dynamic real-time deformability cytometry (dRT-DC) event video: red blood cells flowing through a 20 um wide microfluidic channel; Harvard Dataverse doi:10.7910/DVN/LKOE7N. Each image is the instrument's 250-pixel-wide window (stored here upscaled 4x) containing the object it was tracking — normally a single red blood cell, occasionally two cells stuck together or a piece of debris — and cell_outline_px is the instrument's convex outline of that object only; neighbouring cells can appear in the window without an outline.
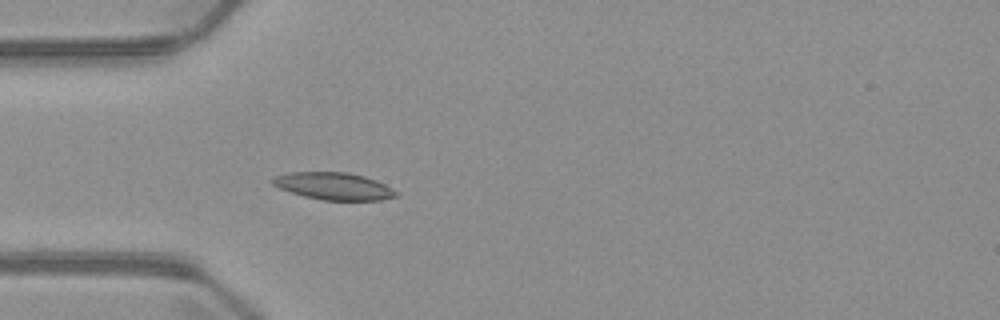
{"species": "common noctule bat (a hibernating species)", "species_latin": "Nyctalus noctula", "temperature_condition": "warm", "stored_images_in_passage": 2, "camera_frame_rate_fps": 3000, "um_per_image_px": 0.085, "animal": {"sex": "male", "body_mass_g": 23.1, "forearm_length_mm": 52.7}, "frame": {"image": 1, "passage_image": 2, "time_ms": 2.0, "image_size_px": [1000, 320], "cell_outline_px": [[400, 196], [380, 200], [324, 200], [304, 196], [280, 188], [272, 184], [268, 180], [272, 176], [288, 172], [348, 172], [364, 176], [376, 180], [400, 192]], "centroid_in_image_um": [28.37, 15.81], "position_along_channel_um": 56.6, "area_um2": 19.83}}